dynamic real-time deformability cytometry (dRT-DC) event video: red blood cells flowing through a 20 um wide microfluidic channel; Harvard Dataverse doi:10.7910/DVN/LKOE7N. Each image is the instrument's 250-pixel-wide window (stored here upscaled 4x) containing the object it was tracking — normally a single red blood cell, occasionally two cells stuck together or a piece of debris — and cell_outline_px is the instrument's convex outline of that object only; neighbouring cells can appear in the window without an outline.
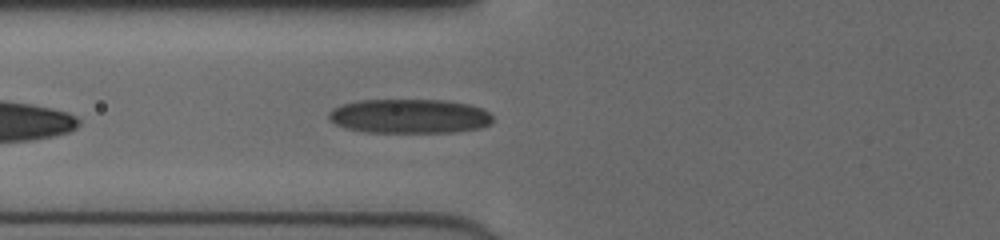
{"species": "human", "species_latin": "Homo sapiens", "temperature_condition": "cold", "stored_images_in_passage": 34, "camera_frame_rate_fps": 3000, "um_per_image_px": 0.085, "donor": {"sex": "female"}, "frame": {"image": 1, "passage_image": 4, "time_ms": 1.0, "image_size_px": [1000, 240], "cell_outline_px": [[492, 124], [480, 128], [452, 132], [364, 132], [348, 128], [336, 124], [328, 120], [328, 112], [344, 104], [360, 100], [444, 100], [468, 104], [484, 108], [492, 116]], "centroid_in_image_um": [34.84, 9.88], "position_along_channel_um": 91.0, "area_um2": 32.77}}
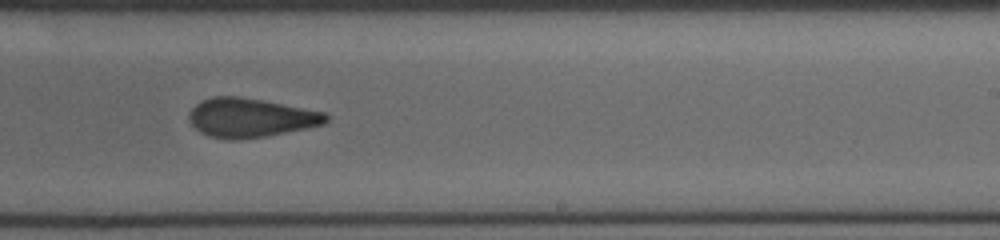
{"frame": {"image": 2, "passage_image": 17, "time_ms": 5.333, "image_size_px": [1000, 240], "cell_outline_px": [[328, 120], [324, 124], [264, 136], [232, 140], [212, 136], [200, 132], [192, 124], [188, 116], [192, 108], [200, 100], [212, 96], [240, 96], [264, 100], [324, 112], [328, 116]], "centroid_in_image_um": [21.27, 9.98], "position_along_channel_um": 267.7, "area_um2": 30.81}}
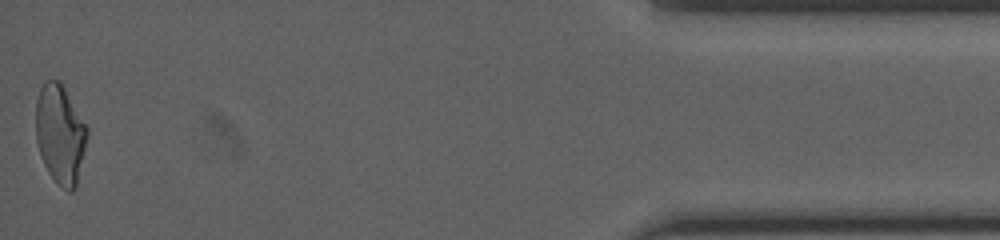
{"frame": {"image": 3, "passage_image": 34, "time_ms": 11.0, "image_size_px": [1000, 240], "cell_outline_px": [[88, 136], [76, 184], [72, 192], [68, 192], [48, 172], [44, 164], [36, 140], [36, 100], [40, 88], [44, 80], [60, 80], [88, 128]], "centroid_in_image_um": [5.11, 11.35], "position_along_channel_um": 430.1, "area_um2": 29.36}, "authors_computed_cell_mechanics": {"area_um2": 31.1542, "velocity_mm_per_s": 4.0618, "shape_relaxation_time_tau1_ms": 5.3635, "shape_relaxation_time_tau2_ms": 1.9379, "deformation_change_tau1": 0.1729, "deformation_change_tau2": 0.1037}}